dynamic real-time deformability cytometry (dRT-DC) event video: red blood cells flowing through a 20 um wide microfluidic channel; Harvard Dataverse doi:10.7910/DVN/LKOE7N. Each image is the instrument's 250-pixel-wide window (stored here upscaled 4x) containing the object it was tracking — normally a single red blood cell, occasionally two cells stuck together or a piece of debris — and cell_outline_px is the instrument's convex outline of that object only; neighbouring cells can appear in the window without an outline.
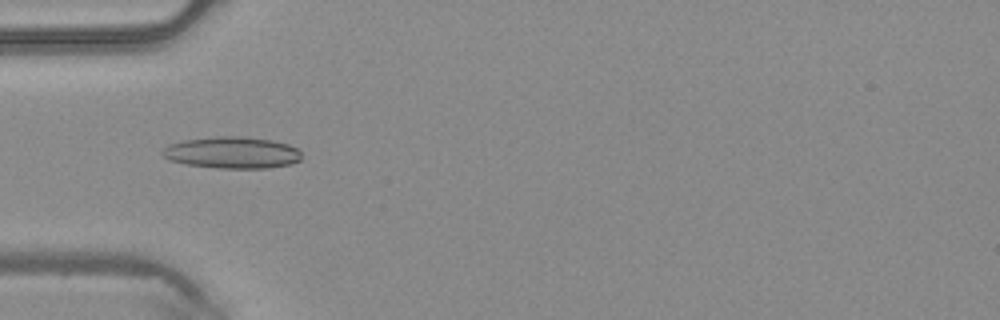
{"species": "common noctule bat (a hibernating species)", "species_latin": "Nyctalus noctula", "temperature_condition": "warm", "stored_images_in_passage": 42, "camera_frame_rate_fps": 3000, "um_per_image_px": 0.085, "animal": {"sex": "male", "body_mass_g": 20.4}, "frame": {"image": 1, "passage_image": 10, "time_ms": 3.0, "image_size_px": [1000, 320], "cell_outline_px": [[300, 160], [288, 164], [268, 168], [220, 168], [184, 164], [168, 160], [160, 152], [168, 144], [184, 140], [216, 136], [240, 136], [272, 140], [288, 144], [296, 148], [300, 152]], "centroid_in_image_um": [19.68, 12.97], "position_along_channel_um": 65.3, "area_um2": 25.66}}
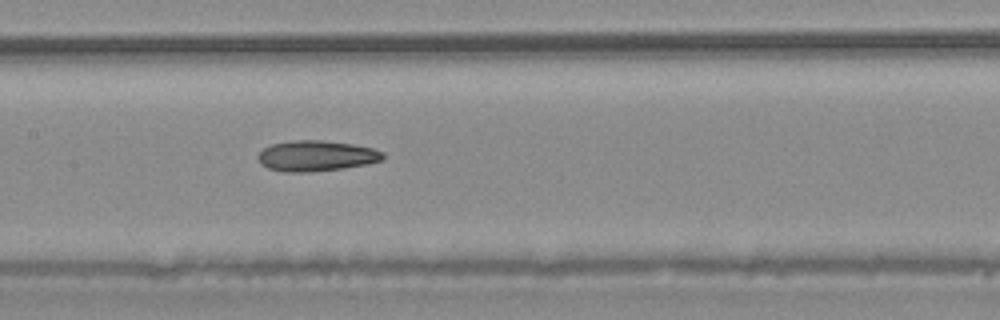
{"frame": {"image": 2, "passage_image": 18, "time_ms": 5.667, "image_size_px": [1000, 320], "cell_outline_px": [[384, 160], [368, 164], [344, 168], [308, 172], [284, 172], [268, 168], [260, 164], [256, 156], [264, 148], [272, 144], [292, 140], [320, 140], [352, 144], [372, 148], [384, 152]], "centroid_in_image_um": [26.88, 13.25], "position_along_channel_um": 180.5, "area_um2": 22.43}}
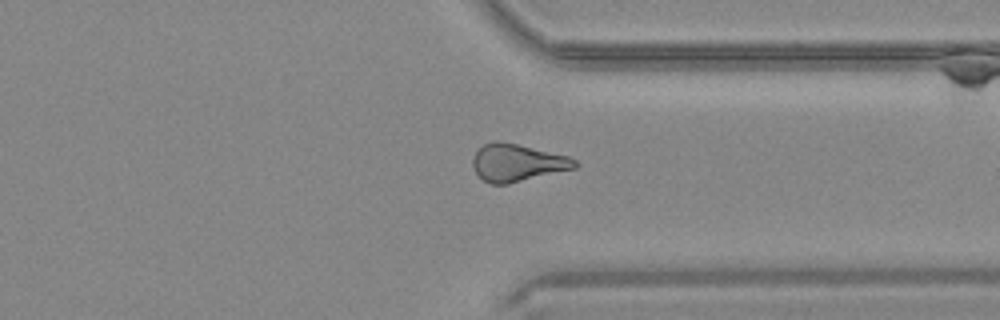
{"frame": {"image": 3, "passage_image": 31, "time_ms": 10.0, "image_size_px": [1000, 320], "cell_outline_px": [[580, 164], [576, 168], [508, 184], [492, 184], [484, 180], [476, 172], [472, 164], [472, 160], [476, 152], [484, 144], [492, 140], [500, 140], [568, 156], [576, 160]], "centroid_in_image_um": [43.98, 13.82], "position_along_channel_um": 367.4, "area_um2": 22.2}}